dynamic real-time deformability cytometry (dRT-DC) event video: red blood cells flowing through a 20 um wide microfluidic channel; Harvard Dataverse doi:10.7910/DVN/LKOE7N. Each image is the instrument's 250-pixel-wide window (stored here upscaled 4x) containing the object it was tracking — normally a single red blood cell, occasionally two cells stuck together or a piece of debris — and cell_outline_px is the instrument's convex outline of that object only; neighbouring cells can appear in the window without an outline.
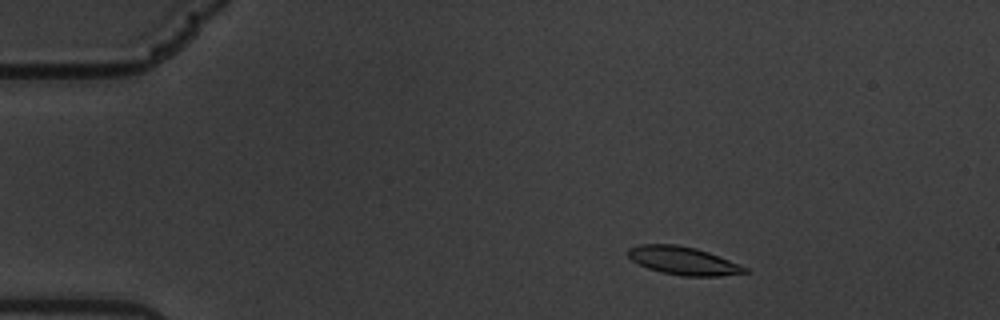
{"species": "common noctule bat (a hibernating species)", "species_latin": "Nyctalus noctula", "temperature_condition": "warm", "stored_images_in_passage": 58, "camera_frame_rate_fps": 3000, "um_per_image_px": 0.085, "animal": {"sex": "male", "body_mass_g": 19.5, "forearm_length_mm": 54.6}, "frame": {"image": 1, "passage_image": 7, "time_ms": 2.0, "image_size_px": [1000, 320], "cell_outline_px": [[748, 272], [720, 276], [680, 276], [648, 268], [632, 260], [628, 256], [628, 248], [640, 244], [676, 244], [696, 248], [708, 252], [748, 268]], "centroid_in_image_um": [58.06, 22.15], "position_along_channel_um": 26.9, "area_um2": 18.9}}
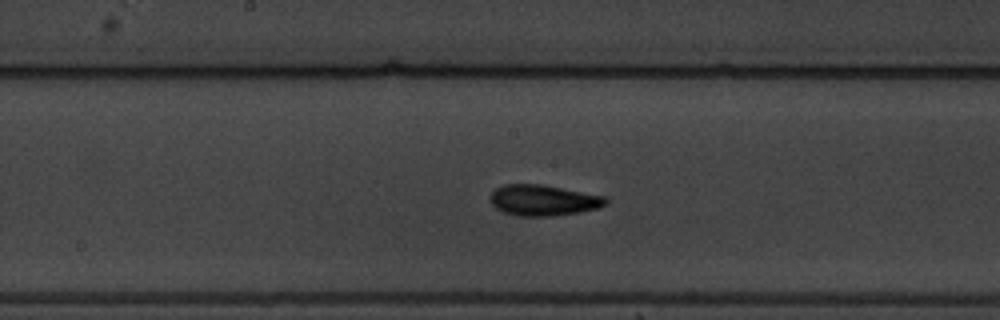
{"frame": {"image": 2, "passage_image": 29, "time_ms": 9.333, "image_size_px": [1000, 320], "cell_outline_px": [[608, 204], [596, 208], [580, 212], [552, 216], [516, 216], [504, 212], [496, 208], [492, 204], [492, 192], [496, 188], [504, 184], [540, 184], [604, 196], [608, 200]], "centroid_in_image_um": [46.18, 17.03], "position_along_channel_um": 202.0, "area_um2": 20.58}}
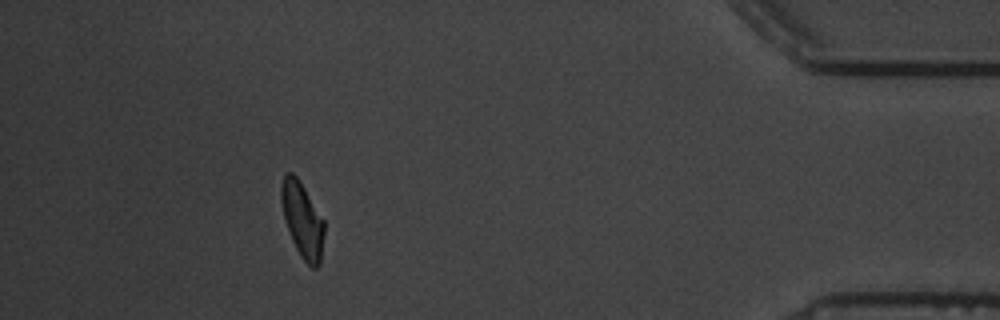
{"frame": {"image": 3, "passage_image": 52, "time_ms": 17.0, "image_size_px": [1000, 320], "cell_outline_px": [[324, 232], [320, 264], [316, 268], [312, 268], [300, 256], [292, 240], [284, 220], [280, 200], [280, 188], [284, 176], [288, 172], [292, 172], [296, 176], [304, 188], [324, 220]], "centroid_in_image_um": [25.69, 18.7], "position_along_channel_um": 409.5, "area_um2": 18.73}, "authors_computed_cell_mechanics": {"area_um2": 19.4497, "velocity_mm_per_s": 3.3721, "shape_relaxation_time_tau1_ms": 2.7905, "shape_relaxation_time_tau2_ms": 2.4123, "deformation_change_tau1": 0.1355, "deformation_change_tau2": 0.0928}}